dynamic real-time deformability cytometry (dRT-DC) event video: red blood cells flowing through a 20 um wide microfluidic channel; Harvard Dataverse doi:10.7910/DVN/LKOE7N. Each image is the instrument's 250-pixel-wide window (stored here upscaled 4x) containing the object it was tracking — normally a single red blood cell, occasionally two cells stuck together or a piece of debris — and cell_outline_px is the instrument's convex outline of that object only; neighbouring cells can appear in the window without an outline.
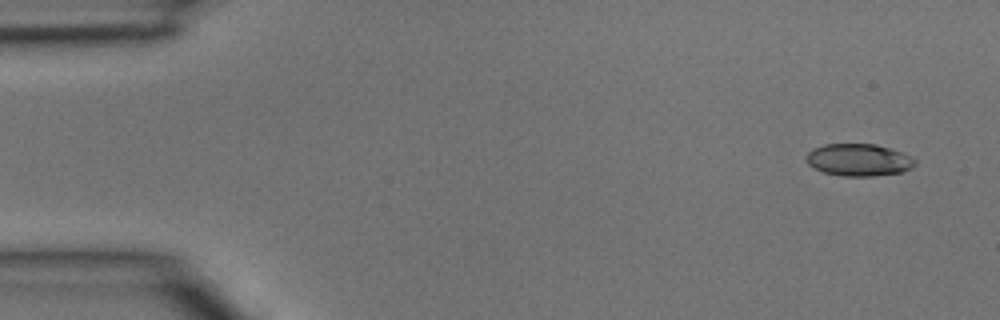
{"species": "common noctule bat (a hibernating species)", "species_latin": "Nyctalus noctula", "temperature_condition": "room temperature", "stored_images_in_passage": 4, "camera_frame_rate_fps": 3000, "um_per_image_px": 0.085, "animal": {"sex": "male", "body_mass_g": 15.6}, "frame": {"image": 1, "passage_image": 1, "time_ms": 0.0, "image_size_px": [1000, 320], "cell_outline_px": [[916, 164], [912, 168], [900, 172], [872, 176], [840, 176], [824, 172], [812, 168], [808, 164], [808, 152], [812, 148], [824, 144], [876, 144], [912, 156], [916, 160]], "centroid_in_image_um": [72.99, 13.59], "position_along_channel_um": 12.0, "area_um2": 20.4}}
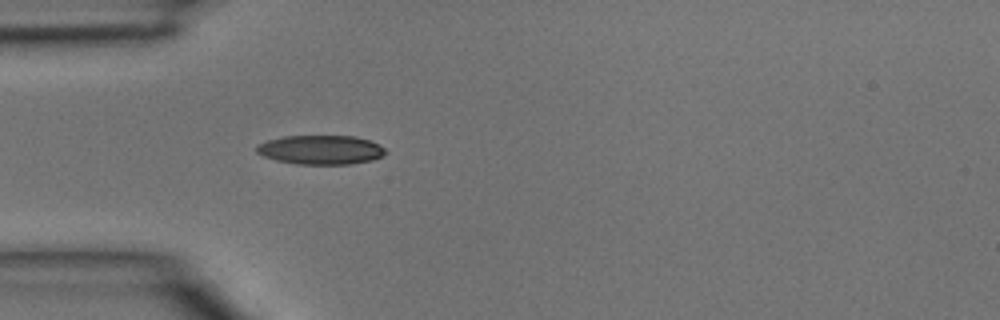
{"frame": {"image": 2, "passage_image": 4, "time_ms": 1.0, "image_size_px": [1000, 320], "cell_outline_px": [[388, 152], [384, 156], [372, 160], [352, 164], [296, 164], [276, 160], [264, 156], [256, 152], [256, 144], [268, 140], [284, 136], [356, 136], [368, 140], [384, 148]], "centroid_in_image_um": [27.26, 12.74], "position_along_channel_um": 57.7, "area_um2": 21.96}}